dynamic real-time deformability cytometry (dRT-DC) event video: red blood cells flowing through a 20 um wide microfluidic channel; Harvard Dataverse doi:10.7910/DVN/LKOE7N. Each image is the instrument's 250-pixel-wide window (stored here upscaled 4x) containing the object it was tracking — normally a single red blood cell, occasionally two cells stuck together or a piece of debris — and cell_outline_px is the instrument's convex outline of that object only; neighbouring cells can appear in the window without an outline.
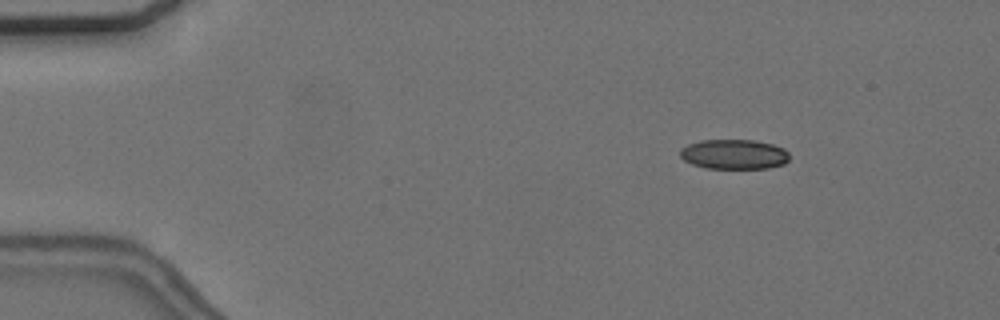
{"species": "common noctule bat (a hibernating species)", "species_latin": "Nyctalus noctula", "temperature_condition": "cold", "stored_images_in_passage": 51, "camera_frame_rate_fps": 3000, "um_per_image_px": 0.085, "animal": {"sex": "female", "body_mass_g": 24.6, "forearm_length_mm": 56.2}, "frame": {"image": 1, "passage_image": 3, "time_ms": 0.667, "image_size_px": [1000, 320], "cell_outline_px": [[788, 160], [784, 164], [768, 168], [704, 168], [692, 164], [684, 160], [680, 156], [680, 148], [688, 144], [700, 140], [756, 140], [772, 144], [784, 148], [788, 152]], "centroid_in_image_um": [62.38, 13.11], "position_along_channel_um": 22.6, "area_um2": 19.07}}
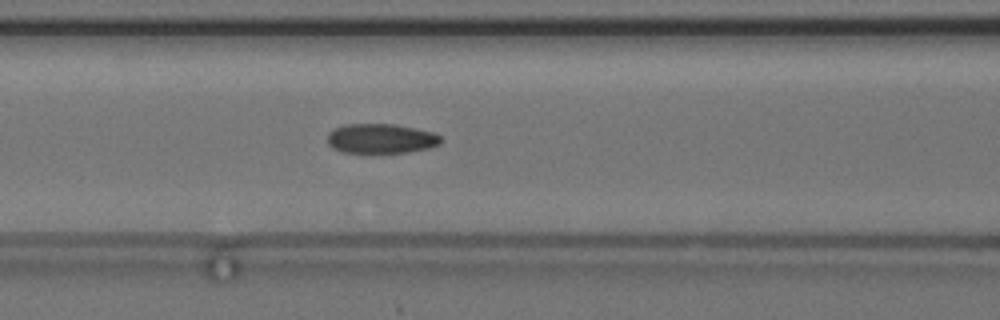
{"frame": {"image": 2, "passage_image": 19, "time_ms": 6.0, "image_size_px": [1000, 320], "cell_outline_px": [[444, 140], [440, 144], [428, 148], [408, 152], [372, 156], [344, 152], [332, 148], [328, 144], [328, 132], [332, 128], [344, 124], [396, 124], [416, 128], [432, 132], [440, 136]], "centroid_in_image_um": [32.35, 11.82], "position_along_channel_um": 134.2, "area_um2": 20.63}}
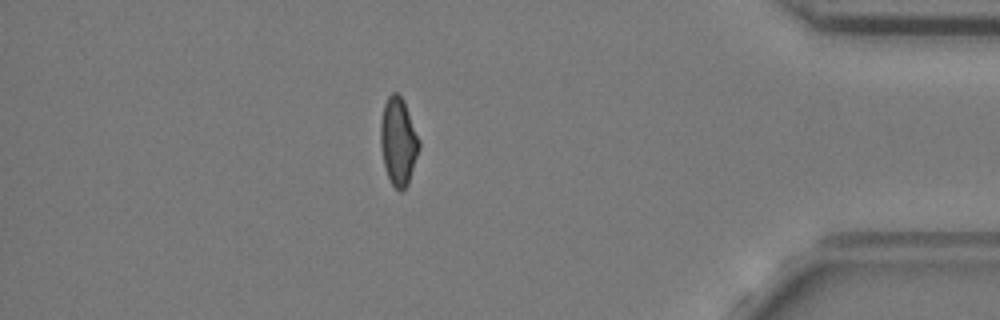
{"frame": {"image": 3, "passage_image": 44, "time_ms": 14.333, "image_size_px": [1000, 320], "cell_outline_px": [[420, 148], [408, 184], [400, 192], [392, 184], [388, 176], [384, 164], [380, 148], [380, 124], [384, 104], [388, 96], [392, 92], [396, 92], [404, 100], [420, 140]], "centroid_in_image_um": [33.86, 12.0], "position_along_channel_um": 401.3, "area_um2": 19.77}, "authors_computed_cell_mechanics": {"area_um2": 19.8832, "velocity_mm_per_s": 3.6665, "shape_relaxation_time_tau1_ms": 5.8141, "shape_relaxation_time_tau2_ms": 2.5088, "deformation_change_tau1": 0.1316, "deformation_change_tau2": 0.072}}